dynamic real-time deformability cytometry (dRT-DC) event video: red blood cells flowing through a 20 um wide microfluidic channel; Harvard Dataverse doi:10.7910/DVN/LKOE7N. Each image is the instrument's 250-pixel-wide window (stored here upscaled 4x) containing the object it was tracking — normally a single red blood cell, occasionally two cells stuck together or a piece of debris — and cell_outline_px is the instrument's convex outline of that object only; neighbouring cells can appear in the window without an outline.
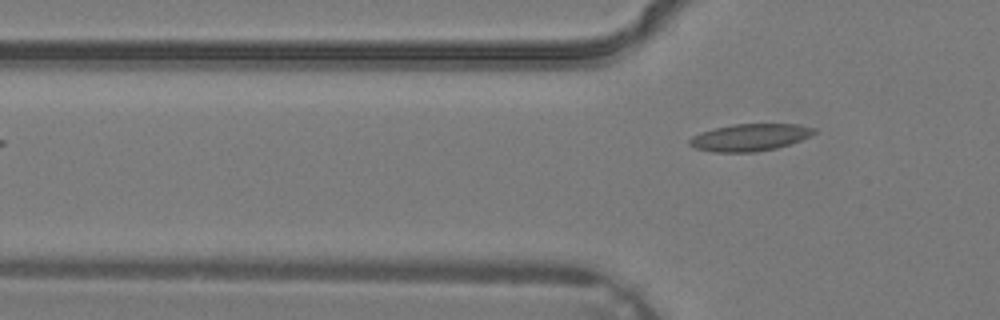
{"species": "common noctule bat (a hibernating species)", "species_latin": "Nyctalus noctula", "temperature_condition": "warm", "stored_images_in_passage": 3, "camera_frame_rate_fps": 3000, "um_per_image_px": 0.085, "animal": {"sex": "male", "body_mass_g": 19.2, "forearm_length_mm": 51.8}, "frame": {"image": 1, "passage_image": 3, "time_ms": 0.667, "image_size_px": [1000, 320], "cell_outline_px": [[816, 132], [800, 140], [776, 148], [756, 152], [712, 152], [692, 148], [688, 144], [688, 140], [692, 136], [700, 132], [732, 124], [796, 124], [816, 128]], "centroid_in_image_um": [63.67, 11.68], "position_along_channel_um": 62.1, "area_um2": 19.71}}